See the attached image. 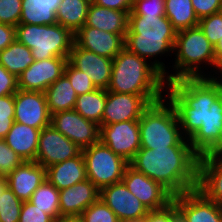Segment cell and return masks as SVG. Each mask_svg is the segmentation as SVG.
Listing matches in <instances>:
<instances>
[{
	"instance_id": "obj_1",
	"label": "cell",
	"mask_w": 222,
	"mask_h": 222,
	"mask_svg": "<svg viewBox=\"0 0 222 222\" xmlns=\"http://www.w3.org/2000/svg\"><path fill=\"white\" fill-rule=\"evenodd\" d=\"M199 157L191 146L140 148L129 166L175 196L197 189Z\"/></svg>"
},
{
	"instance_id": "obj_2",
	"label": "cell",
	"mask_w": 222,
	"mask_h": 222,
	"mask_svg": "<svg viewBox=\"0 0 222 222\" xmlns=\"http://www.w3.org/2000/svg\"><path fill=\"white\" fill-rule=\"evenodd\" d=\"M222 94V85L205 77L180 78L169 82L165 97L174 106L185 139H190L204 123L212 103Z\"/></svg>"
},
{
	"instance_id": "obj_3",
	"label": "cell",
	"mask_w": 222,
	"mask_h": 222,
	"mask_svg": "<svg viewBox=\"0 0 222 222\" xmlns=\"http://www.w3.org/2000/svg\"><path fill=\"white\" fill-rule=\"evenodd\" d=\"M176 34L177 31L166 16L128 15L125 48L146 59L165 75L169 73V68L161 58L174 54Z\"/></svg>"
},
{
	"instance_id": "obj_4",
	"label": "cell",
	"mask_w": 222,
	"mask_h": 222,
	"mask_svg": "<svg viewBox=\"0 0 222 222\" xmlns=\"http://www.w3.org/2000/svg\"><path fill=\"white\" fill-rule=\"evenodd\" d=\"M166 86L164 75L155 66L127 48L113 58L107 91L141 95L153 104L165 97Z\"/></svg>"
},
{
	"instance_id": "obj_5",
	"label": "cell",
	"mask_w": 222,
	"mask_h": 222,
	"mask_svg": "<svg viewBox=\"0 0 222 222\" xmlns=\"http://www.w3.org/2000/svg\"><path fill=\"white\" fill-rule=\"evenodd\" d=\"M174 52V73L164 75L167 84L180 78L205 77L204 70L212 69L215 61L214 46L199 26L177 32Z\"/></svg>"
},
{
	"instance_id": "obj_6",
	"label": "cell",
	"mask_w": 222,
	"mask_h": 222,
	"mask_svg": "<svg viewBox=\"0 0 222 222\" xmlns=\"http://www.w3.org/2000/svg\"><path fill=\"white\" fill-rule=\"evenodd\" d=\"M138 122L141 148L191 146L189 140L182 135L174 106L166 97L151 104Z\"/></svg>"
},
{
	"instance_id": "obj_7",
	"label": "cell",
	"mask_w": 222,
	"mask_h": 222,
	"mask_svg": "<svg viewBox=\"0 0 222 222\" xmlns=\"http://www.w3.org/2000/svg\"><path fill=\"white\" fill-rule=\"evenodd\" d=\"M16 40L32 51L35 61L53 57H68L74 44V34L56 23L53 25L21 24L15 27Z\"/></svg>"
},
{
	"instance_id": "obj_8",
	"label": "cell",
	"mask_w": 222,
	"mask_h": 222,
	"mask_svg": "<svg viewBox=\"0 0 222 222\" xmlns=\"http://www.w3.org/2000/svg\"><path fill=\"white\" fill-rule=\"evenodd\" d=\"M86 165L87 179L101 188L122 181L129 166L124 158L115 154L109 147L98 142L82 150Z\"/></svg>"
},
{
	"instance_id": "obj_9",
	"label": "cell",
	"mask_w": 222,
	"mask_h": 222,
	"mask_svg": "<svg viewBox=\"0 0 222 222\" xmlns=\"http://www.w3.org/2000/svg\"><path fill=\"white\" fill-rule=\"evenodd\" d=\"M50 124L82 150L100 142V125L74 109L51 114Z\"/></svg>"
},
{
	"instance_id": "obj_10",
	"label": "cell",
	"mask_w": 222,
	"mask_h": 222,
	"mask_svg": "<svg viewBox=\"0 0 222 222\" xmlns=\"http://www.w3.org/2000/svg\"><path fill=\"white\" fill-rule=\"evenodd\" d=\"M100 142L130 162L141 148L138 120L101 125Z\"/></svg>"
},
{
	"instance_id": "obj_11",
	"label": "cell",
	"mask_w": 222,
	"mask_h": 222,
	"mask_svg": "<svg viewBox=\"0 0 222 222\" xmlns=\"http://www.w3.org/2000/svg\"><path fill=\"white\" fill-rule=\"evenodd\" d=\"M122 181L127 189L149 210L167 207L174 195L160 183L128 166Z\"/></svg>"
},
{
	"instance_id": "obj_12",
	"label": "cell",
	"mask_w": 222,
	"mask_h": 222,
	"mask_svg": "<svg viewBox=\"0 0 222 222\" xmlns=\"http://www.w3.org/2000/svg\"><path fill=\"white\" fill-rule=\"evenodd\" d=\"M14 121L42 130L51 123L44 92L18 89L14 94Z\"/></svg>"
},
{
	"instance_id": "obj_13",
	"label": "cell",
	"mask_w": 222,
	"mask_h": 222,
	"mask_svg": "<svg viewBox=\"0 0 222 222\" xmlns=\"http://www.w3.org/2000/svg\"><path fill=\"white\" fill-rule=\"evenodd\" d=\"M81 152L82 149L55 130L50 124L40 131L35 161L47 168L53 164L74 158Z\"/></svg>"
},
{
	"instance_id": "obj_14",
	"label": "cell",
	"mask_w": 222,
	"mask_h": 222,
	"mask_svg": "<svg viewBox=\"0 0 222 222\" xmlns=\"http://www.w3.org/2000/svg\"><path fill=\"white\" fill-rule=\"evenodd\" d=\"M67 62L68 57H53L34 61L17 77L18 89L45 92L64 74Z\"/></svg>"
},
{
	"instance_id": "obj_15",
	"label": "cell",
	"mask_w": 222,
	"mask_h": 222,
	"mask_svg": "<svg viewBox=\"0 0 222 222\" xmlns=\"http://www.w3.org/2000/svg\"><path fill=\"white\" fill-rule=\"evenodd\" d=\"M99 198L116 214L120 222L144 219L149 212L123 181L101 188Z\"/></svg>"
},
{
	"instance_id": "obj_16",
	"label": "cell",
	"mask_w": 222,
	"mask_h": 222,
	"mask_svg": "<svg viewBox=\"0 0 222 222\" xmlns=\"http://www.w3.org/2000/svg\"><path fill=\"white\" fill-rule=\"evenodd\" d=\"M189 142L199 156L222 149V94L212 103L204 123Z\"/></svg>"
},
{
	"instance_id": "obj_17",
	"label": "cell",
	"mask_w": 222,
	"mask_h": 222,
	"mask_svg": "<svg viewBox=\"0 0 222 222\" xmlns=\"http://www.w3.org/2000/svg\"><path fill=\"white\" fill-rule=\"evenodd\" d=\"M151 104L141 95L107 91L102 125L139 120Z\"/></svg>"
},
{
	"instance_id": "obj_18",
	"label": "cell",
	"mask_w": 222,
	"mask_h": 222,
	"mask_svg": "<svg viewBox=\"0 0 222 222\" xmlns=\"http://www.w3.org/2000/svg\"><path fill=\"white\" fill-rule=\"evenodd\" d=\"M68 62L74 68L85 72L96 88H108L113 59L82 49L74 42L68 56Z\"/></svg>"
},
{
	"instance_id": "obj_19",
	"label": "cell",
	"mask_w": 222,
	"mask_h": 222,
	"mask_svg": "<svg viewBox=\"0 0 222 222\" xmlns=\"http://www.w3.org/2000/svg\"><path fill=\"white\" fill-rule=\"evenodd\" d=\"M173 202L187 222H222V205L208 200L197 189L175 195Z\"/></svg>"
},
{
	"instance_id": "obj_20",
	"label": "cell",
	"mask_w": 222,
	"mask_h": 222,
	"mask_svg": "<svg viewBox=\"0 0 222 222\" xmlns=\"http://www.w3.org/2000/svg\"><path fill=\"white\" fill-rule=\"evenodd\" d=\"M197 190L208 200L222 205V149L199 157Z\"/></svg>"
},
{
	"instance_id": "obj_21",
	"label": "cell",
	"mask_w": 222,
	"mask_h": 222,
	"mask_svg": "<svg viewBox=\"0 0 222 222\" xmlns=\"http://www.w3.org/2000/svg\"><path fill=\"white\" fill-rule=\"evenodd\" d=\"M74 42L82 49L111 59L125 47L123 36L90 26H83L75 33Z\"/></svg>"
},
{
	"instance_id": "obj_22",
	"label": "cell",
	"mask_w": 222,
	"mask_h": 222,
	"mask_svg": "<svg viewBox=\"0 0 222 222\" xmlns=\"http://www.w3.org/2000/svg\"><path fill=\"white\" fill-rule=\"evenodd\" d=\"M5 178L8 187L21 201H29L46 179V168L36 161H23Z\"/></svg>"
},
{
	"instance_id": "obj_23",
	"label": "cell",
	"mask_w": 222,
	"mask_h": 222,
	"mask_svg": "<svg viewBox=\"0 0 222 222\" xmlns=\"http://www.w3.org/2000/svg\"><path fill=\"white\" fill-rule=\"evenodd\" d=\"M100 197V190L88 179L59 191L61 216L81 215Z\"/></svg>"
},
{
	"instance_id": "obj_24",
	"label": "cell",
	"mask_w": 222,
	"mask_h": 222,
	"mask_svg": "<svg viewBox=\"0 0 222 222\" xmlns=\"http://www.w3.org/2000/svg\"><path fill=\"white\" fill-rule=\"evenodd\" d=\"M46 179L59 191L85 181L86 165L82 152L74 158L47 167Z\"/></svg>"
},
{
	"instance_id": "obj_25",
	"label": "cell",
	"mask_w": 222,
	"mask_h": 222,
	"mask_svg": "<svg viewBox=\"0 0 222 222\" xmlns=\"http://www.w3.org/2000/svg\"><path fill=\"white\" fill-rule=\"evenodd\" d=\"M128 15L126 11L101 7L91 2L84 26L119 34L125 38L128 30Z\"/></svg>"
},
{
	"instance_id": "obj_26",
	"label": "cell",
	"mask_w": 222,
	"mask_h": 222,
	"mask_svg": "<svg viewBox=\"0 0 222 222\" xmlns=\"http://www.w3.org/2000/svg\"><path fill=\"white\" fill-rule=\"evenodd\" d=\"M40 131L14 121L4 140L23 161H35Z\"/></svg>"
},
{
	"instance_id": "obj_27",
	"label": "cell",
	"mask_w": 222,
	"mask_h": 222,
	"mask_svg": "<svg viewBox=\"0 0 222 222\" xmlns=\"http://www.w3.org/2000/svg\"><path fill=\"white\" fill-rule=\"evenodd\" d=\"M61 0H22L21 24H56V10Z\"/></svg>"
},
{
	"instance_id": "obj_28",
	"label": "cell",
	"mask_w": 222,
	"mask_h": 222,
	"mask_svg": "<svg viewBox=\"0 0 222 222\" xmlns=\"http://www.w3.org/2000/svg\"><path fill=\"white\" fill-rule=\"evenodd\" d=\"M44 93L50 114L74 109L78 97L64 74L51 84Z\"/></svg>"
},
{
	"instance_id": "obj_29",
	"label": "cell",
	"mask_w": 222,
	"mask_h": 222,
	"mask_svg": "<svg viewBox=\"0 0 222 222\" xmlns=\"http://www.w3.org/2000/svg\"><path fill=\"white\" fill-rule=\"evenodd\" d=\"M91 0H61L56 10V21L73 34L85 24Z\"/></svg>"
},
{
	"instance_id": "obj_30",
	"label": "cell",
	"mask_w": 222,
	"mask_h": 222,
	"mask_svg": "<svg viewBox=\"0 0 222 222\" xmlns=\"http://www.w3.org/2000/svg\"><path fill=\"white\" fill-rule=\"evenodd\" d=\"M34 61L31 49L16 39L0 52V64L16 77Z\"/></svg>"
},
{
	"instance_id": "obj_31",
	"label": "cell",
	"mask_w": 222,
	"mask_h": 222,
	"mask_svg": "<svg viewBox=\"0 0 222 222\" xmlns=\"http://www.w3.org/2000/svg\"><path fill=\"white\" fill-rule=\"evenodd\" d=\"M164 2L165 16L177 32L198 26L199 19L191 0H164Z\"/></svg>"
},
{
	"instance_id": "obj_32",
	"label": "cell",
	"mask_w": 222,
	"mask_h": 222,
	"mask_svg": "<svg viewBox=\"0 0 222 222\" xmlns=\"http://www.w3.org/2000/svg\"><path fill=\"white\" fill-rule=\"evenodd\" d=\"M107 100V89L97 88L86 94H81L76 99L74 110L85 119L102 125V116Z\"/></svg>"
},
{
	"instance_id": "obj_33",
	"label": "cell",
	"mask_w": 222,
	"mask_h": 222,
	"mask_svg": "<svg viewBox=\"0 0 222 222\" xmlns=\"http://www.w3.org/2000/svg\"><path fill=\"white\" fill-rule=\"evenodd\" d=\"M29 202L44 211L54 221L60 215L59 190L45 179L42 184L34 191Z\"/></svg>"
},
{
	"instance_id": "obj_34",
	"label": "cell",
	"mask_w": 222,
	"mask_h": 222,
	"mask_svg": "<svg viewBox=\"0 0 222 222\" xmlns=\"http://www.w3.org/2000/svg\"><path fill=\"white\" fill-rule=\"evenodd\" d=\"M22 204L23 201L7 187L0 195V222H19Z\"/></svg>"
},
{
	"instance_id": "obj_35",
	"label": "cell",
	"mask_w": 222,
	"mask_h": 222,
	"mask_svg": "<svg viewBox=\"0 0 222 222\" xmlns=\"http://www.w3.org/2000/svg\"><path fill=\"white\" fill-rule=\"evenodd\" d=\"M80 216L84 222H120L116 214L100 198Z\"/></svg>"
},
{
	"instance_id": "obj_36",
	"label": "cell",
	"mask_w": 222,
	"mask_h": 222,
	"mask_svg": "<svg viewBox=\"0 0 222 222\" xmlns=\"http://www.w3.org/2000/svg\"><path fill=\"white\" fill-rule=\"evenodd\" d=\"M64 75L69 79L78 96L97 89L85 72L74 68L69 62L66 64Z\"/></svg>"
},
{
	"instance_id": "obj_37",
	"label": "cell",
	"mask_w": 222,
	"mask_h": 222,
	"mask_svg": "<svg viewBox=\"0 0 222 222\" xmlns=\"http://www.w3.org/2000/svg\"><path fill=\"white\" fill-rule=\"evenodd\" d=\"M198 26L210 43L215 46L222 37V12L201 18Z\"/></svg>"
},
{
	"instance_id": "obj_38",
	"label": "cell",
	"mask_w": 222,
	"mask_h": 222,
	"mask_svg": "<svg viewBox=\"0 0 222 222\" xmlns=\"http://www.w3.org/2000/svg\"><path fill=\"white\" fill-rule=\"evenodd\" d=\"M14 123V94L0 97V139H4Z\"/></svg>"
},
{
	"instance_id": "obj_39",
	"label": "cell",
	"mask_w": 222,
	"mask_h": 222,
	"mask_svg": "<svg viewBox=\"0 0 222 222\" xmlns=\"http://www.w3.org/2000/svg\"><path fill=\"white\" fill-rule=\"evenodd\" d=\"M23 159L11 149L4 139H0V176L6 177L17 168Z\"/></svg>"
},
{
	"instance_id": "obj_40",
	"label": "cell",
	"mask_w": 222,
	"mask_h": 222,
	"mask_svg": "<svg viewBox=\"0 0 222 222\" xmlns=\"http://www.w3.org/2000/svg\"><path fill=\"white\" fill-rule=\"evenodd\" d=\"M22 0H0V23L16 27L20 22Z\"/></svg>"
},
{
	"instance_id": "obj_41",
	"label": "cell",
	"mask_w": 222,
	"mask_h": 222,
	"mask_svg": "<svg viewBox=\"0 0 222 222\" xmlns=\"http://www.w3.org/2000/svg\"><path fill=\"white\" fill-rule=\"evenodd\" d=\"M129 15L165 16L164 0H135Z\"/></svg>"
},
{
	"instance_id": "obj_42",
	"label": "cell",
	"mask_w": 222,
	"mask_h": 222,
	"mask_svg": "<svg viewBox=\"0 0 222 222\" xmlns=\"http://www.w3.org/2000/svg\"><path fill=\"white\" fill-rule=\"evenodd\" d=\"M19 222H54V220L31 202L24 201L20 211Z\"/></svg>"
},
{
	"instance_id": "obj_43",
	"label": "cell",
	"mask_w": 222,
	"mask_h": 222,
	"mask_svg": "<svg viewBox=\"0 0 222 222\" xmlns=\"http://www.w3.org/2000/svg\"><path fill=\"white\" fill-rule=\"evenodd\" d=\"M191 3L199 20L222 10V0H191Z\"/></svg>"
},
{
	"instance_id": "obj_44",
	"label": "cell",
	"mask_w": 222,
	"mask_h": 222,
	"mask_svg": "<svg viewBox=\"0 0 222 222\" xmlns=\"http://www.w3.org/2000/svg\"><path fill=\"white\" fill-rule=\"evenodd\" d=\"M18 91V79L0 64V97L15 94Z\"/></svg>"
},
{
	"instance_id": "obj_45",
	"label": "cell",
	"mask_w": 222,
	"mask_h": 222,
	"mask_svg": "<svg viewBox=\"0 0 222 222\" xmlns=\"http://www.w3.org/2000/svg\"><path fill=\"white\" fill-rule=\"evenodd\" d=\"M135 0H91L92 3L118 11L131 12Z\"/></svg>"
},
{
	"instance_id": "obj_46",
	"label": "cell",
	"mask_w": 222,
	"mask_h": 222,
	"mask_svg": "<svg viewBox=\"0 0 222 222\" xmlns=\"http://www.w3.org/2000/svg\"><path fill=\"white\" fill-rule=\"evenodd\" d=\"M144 222H171V203L162 209L149 211Z\"/></svg>"
},
{
	"instance_id": "obj_47",
	"label": "cell",
	"mask_w": 222,
	"mask_h": 222,
	"mask_svg": "<svg viewBox=\"0 0 222 222\" xmlns=\"http://www.w3.org/2000/svg\"><path fill=\"white\" fill-rule=\"evenodd\" d=\"M16 39L15 27L0 23V52Z\"/></svg>"
},
{
	"instance_id": "obj_48",
	"label": "cell",
	"mask_w": 222,
	"mask_h": 222,
	"mask_svg": "<svg viewBox=\"0 0 222 222\" xmlns=\"http://www.w3.org/2000/svg\"><path fill=\"white\" fill-rule=\"evenodd\" d=\"M211 73H213V74H211ZM205 78L211 82L218 83V84L222 85V54L215 55V61L213 64V68L211 69V71H209V72L207 71V75L205 76Z\"/></svg>"
},
{
	"instance_id": "obj_49",
	"label": "cell",
	"mask_w": 222,
	"mask_h": 222,
	"mask_svg": "<svg viewBox=\"0 0 222 222\" xmlns=\"http://www.w3.org/2000/svg\"><path fill=\"white\" fill-rule=\"evenodd\" d=\"M171 222H187L183 214L177 209L174 202L171 203Z\"/></svg>"
},
{
	"instance_id": "obj_50",
	"label": "cell",
	"mask_w": 222,
	"mask_h": 222,
	"mask_svg": "<svg viewBox=\"0 0 222 222\" xmlns=\"http://www.w3.org/2000/svg\"><path fill=\"white\" fill-rule=\"evenodd\" d=\"M54 222H84L80 215L60 216Z\"/></svg>"
},
{
	"instance_id": "obj_51",
	"label": "cell",
	"mask_w": 222,
	"mask_h": 222,
	"mask_svg": "<svg viewBox=\"0 0 222 222\" xmlns=\"http://www.w3.org/2000/svg\"><path fill=\"white\" fill-rule=\"evenodd\" d=\"M214 54L220 55L222 54V37L218 40V43L214 46Z\"/></svg>"
},
{
	"instance_id": "obj_52",
	"label": "cell",
	"mask_w": 222,
	"mask_h": 222,
	"mask_svg": "<svg viewBox=\"0 0 222 222\" xmlns=\"http://www.w3.org/2000/svg\"><path fill=\"white\" fill-rule=\"evenodd\" d=\"M8 187V183L6 181V178L3 176H0V195L3 193V191Z\"/></svg>"
},
{
	"instance_id": "obj_53",
	"label": "cell",
	"mask_w": 222,
	"mask_h": 222,
	"mask_svg": "<svg viewBox=\"0 0 222 222\" xmlns=\"http://www.w3.org/2000/svg\"><path fill=\"white\" fill-rule=\"evenodd\" d=\"M125 222H144V220L141 219V220H132V221H125Z\"/></svg>"
}]
</instances>
